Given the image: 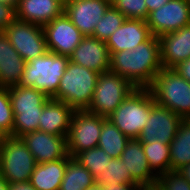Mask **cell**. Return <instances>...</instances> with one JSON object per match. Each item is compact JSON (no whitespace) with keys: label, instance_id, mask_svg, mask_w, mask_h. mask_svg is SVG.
<instances>
[{"label":"cell","instance_id":"obj_17","mask_svg":"<svg viewBox=\"0 0 190 190\" xmlns=\"http://www.w3.org/2000/svg\"><path fill=\"white\" fill-rule=\"evenodd\" d=\"M162 68H174L190 58V24L158 37Z\"/></svg>","mask_w":190,"mask_h":190},{"label":"cell","instance_id":"obj_1","mask_svg":"<svg viewBox=\"0 0 190 190\" xmlns=\"http://www.w3.org/2000/svg\"><path fill=\"white\" fill-rule=\"evenodd\" d=\"M110 55L109 71L126 78L136 88H148L162 69L160 43L154 35L133 50Z\"/></svg>","mask_w":190,"mask_h":190},{"label":"cell","instance_id":"obj_2","mask_svg":"<svg viewBox=\"0 0 190 190\" xmlns=\"http://www.w3.org/2000/svg\"><path fill=\"white\" fill-rule=\"evenodd\" d=\"M9 98L14 115L13 137L39 129V117L43 107L50 99L42 91L28 86L9 87Z\"/></svg>","mask_w":190,"mask_h":190},{"label":"cell","instance_id":"obj_34","mask_svg":"<svg viewBox=\"0 0 190 190\" xmlns=\"http://www.w3.org/2000/svg\"><path fill=\"white\" fill-rule=\"evenodd\" d=\"M15 20H16L15 7L0 3V31H4Z\"/></svg>","mask_w":190,"mask_h":190},{"label":"cell","instance_id":"obj_40","mask_svg":"<svg viewBox=\"0 0 190 190\" xmlns=\"http://www.w3.org/2000/svg\"><path fill=\"white\" fill-rule=\"evenodd\" d=\"M140 190H162V189L157 183H155L151 185L142 186Z\"/></svg>","mask_w":190,"mask_h":190},{"label":"cell","instance_id":"obj_44","mask_svg":"<svg viewBox=\"0 0 190 190\" xmlns=\"http://www.w3.org/2000/svg\"><path fill=\"white\" fill-rule=\"evenodd\" d=\"M86 190H102L101 189V186L100 185H94L93 187H91V188H87Z\"/></svg>","mask_w":190,"mask_h":190},{"label":"cell","instance_id":"obj_26","mask_svg":"<svg viewBox=\"0 0 190 190\" xmlns=\"http://www.w3.org/2000/svg\"><path fill=\"white\" fill-rule=\"evenodd\" d=\"M130 139L108 118L103 121L98 147L112 158H120Z\"/></svg>","mask_w":190,"mask_h":190},{"label":"cell","instance_id":"obj_11","mask_svg":"<svg viewBox=\"0 0 190 190\" xmlns=\"http://www.w3.org/2000/svg\"><path fill=\"white\" fill-rule=\"evenodd\" d=\"M146 23L156 37L189 25L190 0H169L162 7L149 12Z\"/></svg>","mask_w":190,"mask_h":190},{"label":"cell","instance_id":"obj_21","mask_svg":"<svg viewBox=\"0 0 190 190\" xmlns=\"http://www.w3.org/2000/svg\"><path fill=\"white\" fill-rule=\"evenodd\" d=\"M26 61L11 45L7 36L0 31V87L19 85L25 70Z\"/></svg>","mask_w":190,"mask_h":190},{"label":"cell","instance_id":"obj_14","mask_svg":"<svg viewBox=\"0 0 190 190\" xmlns=\"http://www.w3.org/2000/svg\"><path fill=\"white\" fill-rule=\"evenodd\" d=\"M110 6L106 0H69L63 12L84 36H92Z\"/></svg>","mask_w":190,"mask_h":190},{"label":"cell","instance_id":"obj_24","mask_svg":"<svg viewBox=\"0 0 190 190\" xmlns=\"http://www.w3.org/2000/svg\"><path fill=\"white\" fill-rule=\"evenodd\" d=\"M170 146L171 170L190 163V119H183Z\"/></svg>","mask_w":190,"mask_h":190},{"label":"cell","instance_id":"obj_9","mask_svg":"<svg viewBox=\"0 0 190 190\" xmlns=\"http://www.w3.org/2000/svg\"><path fill=\"white\" fill-rule=\"evenodd\" d=\"M105 117L88 110H75L66 136L68 155L75 157L78 153L98 146Z\"/></svg>","mask_w":190,"mask_h":190},{"label":"cell","instance_id":"obj_13","mask_svg":"<svg viewBox=\"0 0 190 190\" xmlns=\"http://www.w3.org/2000/svg\"><path fill=\"white\" fill-rule=\"evenodd\" d=\"M182 120V117L155 102L151 106L149 119L138 139L141 143L160 141L170 144Z\"/></svg>","mask_w":190,"mask_h":190},{"label":"cell","instance_id":"obj_8","mask_svg":"<svg viewBox=\"0 0 190 190\" xmlns=\"http://www.w3.org/2000/svg\"><path fill=\"white\" fill-rule=\"evenodd\" d=\"M0 151V176L8 184L29 182L37 163L23 140L6 136Z\"/></svg>","mask_w":190,"mask_h":190},{"label":"cell","instance_id":"obj_12","mask_svg":"<svg viewBox=\"0 0 190 190\" xmlns=\"http://www.w3.org/2000/svg\"><path fill=\"white\" fill-rule=\"evenodd\" d=\"M48 51L70 56L84 35L63 12L43 26Z\"/></svg>","mask_w":190,"mask_h":190},{"label":"cell","instance_id":"obj_15","mask_svg":"<svg viewBox=\"0 0 190 190\" xmlns=\"http://www.w3.org/2000/svg\"><path fill=\"white\" fill-rule=\"evenodd\" d=\"M20 138L34 156L36 163L60 160L68 156L66 136H56L37 130Z\"/></svg>","mask_w":190,"mask_h":190},{"label":"cell","instance_id":"obj_41","mask_svg":"<svg viewBox=\"0 0 190 190\" xmlns=\"http://www.w3.org/2000/svg\"><path fill=\"white\" fill-rule=\"evenodd\" d=\"M0 190H9V184L2 176H0Z\"/></svg>","mask_w":190,"mask_h":190},{"label":"cell","instance_id":"obj_37","mask_svg":"<svg viewBox=\"0 0 190 190\" xmlns=\"http://www.w3.org/2000/svg\"><path fill=\"white\" fill-rule=\"evenodd\" d=\"M168 1L169 0H145V3L147 5L148 12H151L162 7Z\"/></svg>","mask_w":190,"mask_h":190},{"label":"cell","instance_id":"obj_28","mask_svg":"<svg viewBox=\"0 0 190 190\" xmlns=\"http://www.w3.org/2000/svg\"><path fill=\"white\" fill-rule=\"evenodd\" d=\"M114 182L137 184L126 169L124 161L120 158H112L104 171L95 179V184L100 186L114 184Z\"/></svg>","mask_w":190,"mask_h":190},{"label":"cell","instance_id":"obj_30","mask_svg":"<svg viewBox=\"0 0 190 190\" xmlns=\"http://www.w3.org/2000/svg\"><path fill=\"white\" fill-rule=\"evenodd\" d=\"M125 20L126 17L120 11L110 6L97 23L92 36L106 42Z\"/></svg>","mask_w":190,"mask_h":190},{"label":"cell","instance_id":"obj_31","mask_svg":"<svg viewBox=\"0 0 190 190\" xmlns=\"http://www.w3.org/2000/svg\"><path fill=\"white\" fill-rule=\"evenodd\" d=\"M111 6L120 11L127 19L146 21L149 16L145 0H113Z\"/></svg>","mask_w":190,"mask_h":190},{"label":"cell","instance_id":"obj_35","mask_svg":"<svg viewBox=\"0 0 190 190\" xmlns=\"http://www.w3.org/2000/svg\"><path fill=\"white\" fill-rule=\"evenodd\" d=\"M141 185L139 184H130V183H125V184H119L117 182H114V184H107L101 186L102 190H140Z\"/></svg>","mask_w":190,"mask_h":190},{"label":"cell","instance_id":"obj_20","mask_svg":"<svg viewBox=\"0 0 190 190\" xmlns=\"http://www.w3.org/2000/svg\"><path fill=\"white\" fill-rule=\"evenodd\" d=\"M74 111L68 104L50 98L39 117L38 130L56 136H67Z\"/></svg>","mask_w":190,"mask_h":190},{"label":"cell","instance_id":"obj_33","mask_svg":"<svg viewBox=\"0 0 190 190\" xmlns=\"http://www.w3.org/2000/svg\"><path fill=\"white\" fill-rule=\"evenodd\" d=\"M156 183L162 190H190V182L177 170H169L157 177Z\"/></svg>","mask_w":190,"mask_h":190},{"label":"cell","instance_id":"obj_32","mask_svg":"<svg viewBox=\"0 0 190 190\" xmlns=\"http://www.w3.org/2000/svg\"><path fill=\"white\" fill-rule=\"evenodd\" d=\"M14 115L9 98V89L0 87V130L13 137Z\"/></svg>","mask_w":190,"mask_h":190},{"label":"cell","instance_id":"obj_5","mask_svg":"<svg viewBox=\"0 0 190 190\" xmlns=\"http://www.w3.org/2000/svg\"><path fill=\"white\" fill-rule=\"evenodd\" d=\"M154 103L149 88H136L108 119L129 139H138Z\"/></svg>","mask_w":190,"mask_h":190},{"label":"cell","instance_id":"obj_6","mask_svg":"<svg viewBox=\"0 0 190 190\" xmlns=\"http://www.w3.org/2000/svg\"><path fill=\"white\" fill-rule=\"evenodd\" d=\"M69 57L50 51L26 62L20 86L33 87L52 98L60 85Z\"/></svg>","mask_w":190,"mask_h":190},{"label":"cell","instance_id":"obj_39","mask_svg":"<svg viewBox=\"0 0 190 190\" xmlns=\"http://www.w3.org/2000/svg\"><path fill=\"white\" fill-rule=\"evenodd\" d=\"M177 171L187 180L190 182V163L182 166Z\"/></svg>","mask_w":190,"mask_h":190},{"label":"cell","instance_id":"obj_3","mask_svg":"<svg viewBox=\"0 0 190 190\" xmlns=\"http://www.w3.org/2000/svg\"><path fill=\"white\" fill-rule=\"evenodd\" d=\"M148 88L157 104L190 119V83L174 68H162Z\"/></svg>","mask_w":190,"mask_h":190},{"label":"cell","instance_id":"obj_23","mask_svg":"<svg viewBox=\"0 0 190 190\" xmlns=\"http://www.w3.org/2000/svg\"><path fill=\"white\" fill-rule=\"evenodd\" d=\"M68 161L69 155L60 160L37 163L29 183L36 190H59Z\"/></svg>","mask_w":190,"mask_h":190},{"label":"cell","instance_id":"obj_43","mask_svg":"<svg viewBox=\"0 0 190 190\" xmlns=\"http://www.w3.org/2000/svg\"><path fill=\"white\" fill-rule=\"evenodd\" d=\"M5 137H6V135L0 130V147H1Z\"/></svg>","mask_w":190,"mask_h":190},{"label":"cell","instance_id":"obj_19","mask_svg":"<svg viewBox=\"0 0 190 190\" xmlns=\"http://www.w3.org/2000/svg\"><path fill=\"white\" fill-rule=\"evenodd\" d=\"M120 159L137 184L145 186L156 183L158 176L151 170L139 139L128 141Z\"/></svg>","mask_w":190,"mask_h":190},{"label":"cell","instance_id":"obj_22","mask_svg":"<svg viewBox=\"0 0 190 190\" xmlns=\"http://www.w3.org/2000/svg\"><path fill=\"white\" fill-rule=\"evenodd\" d=\"M16 19L44 26L59 17L64 7L56 0H19Z\"/></svg>","mask_w":190,"mask_h":190},{"label":"cell","instance_id":"obj_7","mask_svg":"<svg viewBox=\"0 0 190 190\" xmlns=\"http://www.w3.org/2000/svg\"><path fill=\"white\" fill-rule=\"evenodd\" d=\"M136 87L126 78L110 71L101 73L89 107L91 113L108 118Z\"/></svg>","mask_w":190,"mask_h":190},{"label":"cell","instance_id":"obj_27","mask_svg":"<svg viewBox=\"0 0 190 190\" xmlns=\"http://www.w3.org/2000/svg\"><path fill=\"white\" fill-rule=\"evenodd\" d=\"M142 148L151 170L157 176L171 170L169 144L160 141L155 143H142Z\"/></svg>","mask_w":190,"mask_h":190},{"label":"cell","instance_id":"obj_29","mask_svg":"<svg viewBox=\"0 0 190 190\" xmlns=\"http://www.w3.org/2000/svg\"><path fill=\"white\" fill-rule=\"evenodd\" d=\"M74 158L89 170L95 179L104 171L108 162L112 159V157L98 146L80 152Z\"/></svg>","mask_w":190,"mask_h":190},{"label":"cell","instance_id":"obj_38","mask_svg":"<svg viewBox=\"0 0 190 190\" xmlns=\"http://www.w3.org/2000/svg\"><path fill=\"white\" fill-rule=\"evenodd\" d=\"M9 190H36L29 182L10 183Z\"/></svg>","mask_w":190,"mask_h":190},{"label":"cell","instance_id":"obj_45","mask_svg":"<svg viewBox=\"0 0 190 190\" xmlns=\"http://www.w3.org/2000/svg\"><path fill=\"white\" fill-rule=\"evenodd\" d=\"M56 1H58L64 7L69 0H56Z\"/></svg>","mask_w":190,"mask_h":190},{"label":"cell","instance_id":"obj_10","mask_svg":"<svg viewBox=\"0 0 190 190\" xmlns=\"http://www.w3.org/2000/svg\"><path fill=\"white\" fill-rule=\"evenodd\" d=\"M3 32L26 62L48 52L43 26L16 19Z\"/></svg>","mask_w":190,"mask_h":190},{"label":"cell","instance_id":"obj_25","mask_svg":"<svg viewBox=\"0 0 190 190\" xmlns=\"http://www.w3.org/2000/svg\"><path fill=\"white\" fill-rule=\"evenodd\" d=\"M95 185V178L79 161L69 155V161L59 190H86Z\"/></svg>","mask_w":190,"mask_h":190},{"label":"cell","instance_id":"obj_42","mask_svg":"<svg viewBox=\"0 0 190 190\" xmlns=\"http://www.w3.org/2000/svg\"><path fill=\"white\" fill-rule=\"evenodd\" d=\"M0 3L11 5L16 8L19 3V0H0Z\"/></svg>","mask_w":190,"mask_h":190},{"label":"cell","instance_id":"obj_18","mask_svg":"<svg viewBox=\"0 0 190 190\" xmlns=\"http://www.w3.org/2000/svg\"><path fill=\"white\" fill-rule=\"evenodd\" d=\"M152 36L146 21L127 19L105 42L109 52L133 50Z\"/></svg>","mask_w":190,"mask_h":190},{"label":"cell","instance_id":"obj_16","mask_svg":"<svg viewBox=\"0 0 190 190\" xmlns=\"http://www.w3.org/2000/svg\"><path fill=\"white\" fill-rule=\"evenodd\" d=\"M110 56L104 41L93 36H84L69 56V61L101 74L109 71Z\"/></svg>","mask_w":190,"mask_h":190},{"label":"cell","instance_id":"obj_4","mask_svg":"<svg viewBox=\"0 0 190 190\" xmlns=\"http://www.w3.org/2000/svg\"><path fill=\"white\" fill-rule=\"evenodd\" d=\"M99 75L69 61L57 93L52 98L68 104L74 110H85L91 103Z\"/></svg>","mask_w":190,"mask_h":190},{"label":"cell","instance_id":"obj_36","mask_svg":"<svg viewBox=\"0 0 190 190\" xmlns=\"http://www.w3.org/2000/svg\"><path fill=\"white\" fill-rule=\"evenodd\" d=\"M174 69L190 83V58L179 63Z\"/></svg>","mask_w":190,"mask_h":190}]
</instances>
